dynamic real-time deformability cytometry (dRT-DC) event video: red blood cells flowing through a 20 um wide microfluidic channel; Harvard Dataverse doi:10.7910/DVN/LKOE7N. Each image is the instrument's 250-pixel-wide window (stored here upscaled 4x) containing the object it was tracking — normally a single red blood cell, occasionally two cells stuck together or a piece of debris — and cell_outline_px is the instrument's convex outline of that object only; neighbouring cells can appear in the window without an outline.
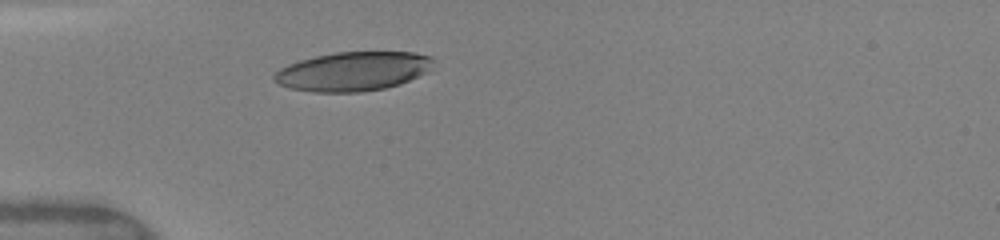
{"species": "human", "species_latin": "Homo sapiens", "temperature_condition": "warm", "stored_images_in_passage": 3, "camera_frame_rate_fps": 3000, "um_per_image_px": 0.085, "donor": {"sex": "female"}, "frame": {"image": 1, "passage_image": 1, "time_ms": 0.0, "image_size_px": [1000, 240], "cell_outline_px": [[432, 60], [428, 72], [400, 84], [384, 88], [360, 92], [312, 92], [288, 88], [272, 80], [272, 76], [280, 68], [288, 64], [300, 60], [316, 56], [336, 52], [412, 52], [432, 56]], "centroid_in_image_um": [29.97, 6.07], "position_along_channel_um": 55.0, "area_um2": 36.24}}
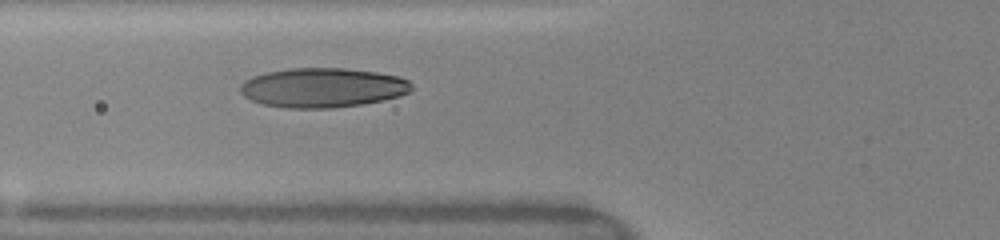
{"frame": {"image": 2, "passage_image": 3, "time_ms": 1.333, "image_size_px": [1000, 240], "cell_outline_px": [[412, 88], [408, 92], [400, 96], [360, 104], [332, 108], [288, 108], [260, 104], [244, 96], [240, 92], [240, 84], [244, 80], [252, 76], [268, 72], [288, 68], [344, 68], [376, 72], [400, 76], [408, 80], [412, 84]], "centroid_in_image_um": [27.4, 7.45], "position_along_channel_um": 98.4, "area_um2": 39.48}}